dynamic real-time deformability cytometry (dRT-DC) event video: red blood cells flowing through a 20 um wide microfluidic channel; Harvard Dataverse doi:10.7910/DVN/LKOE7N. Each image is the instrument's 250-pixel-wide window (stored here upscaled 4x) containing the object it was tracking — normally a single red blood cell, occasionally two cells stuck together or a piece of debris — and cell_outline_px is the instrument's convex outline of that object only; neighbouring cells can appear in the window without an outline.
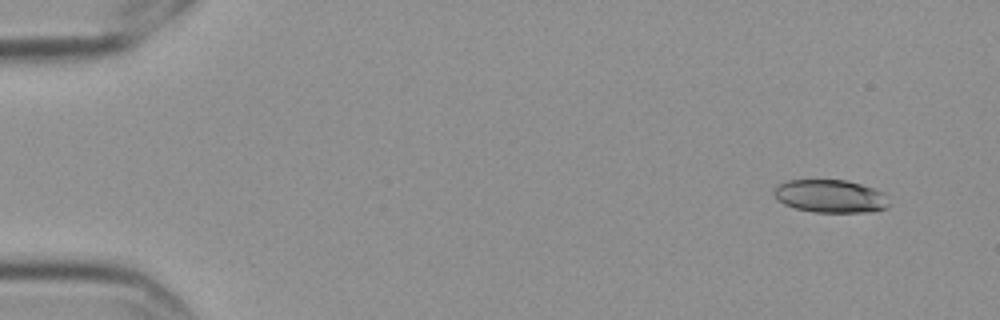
{"species": "Egyptian fruit bat (a non-hibernating species)", "species_latin": "Rousettus aegyptiacus", "temperature_condition": "cold", "stored_images_in_passage": 4, "camera_frame_rate_fps": 3000, "um_per_image_px": 0.085, "frame": {"image": 1, "passage_image": 1, "time_ms": 0.0, "image_size_px": [1000, 320], "cell_outline_px": [[888, 208], [872, 212], [812, 212], [796, 208], [784, 204], [772, 192], [780, 184], [788, 180], [848, 180], [884, 192], [888, 204]], "centroid_in_image_um": [70.61, 16.68], "position_along_channel_um": 14.4, "area_um2": 21.96}}